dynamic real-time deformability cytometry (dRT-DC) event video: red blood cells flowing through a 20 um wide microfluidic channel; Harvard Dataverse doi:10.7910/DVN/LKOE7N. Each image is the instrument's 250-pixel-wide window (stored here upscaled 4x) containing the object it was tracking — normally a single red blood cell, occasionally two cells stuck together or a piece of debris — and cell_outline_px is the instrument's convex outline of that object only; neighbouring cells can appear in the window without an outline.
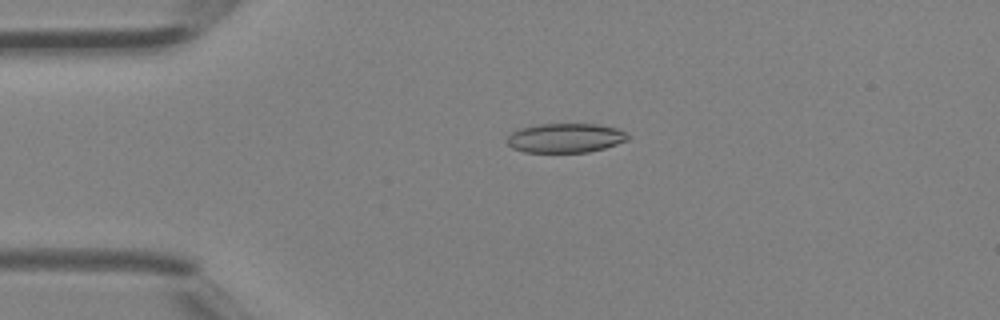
{"species": "Egyptian fruit bat (a non-hibernating species)", "species_latin": "Rousettus aegyptiacus", "temperature_condition": "room temperature", "stored_images_in_passage": 41, "camera_frame_rate_fps": 3000, "um_per_image_px": 0.085, "animal": {"sex": "female"}, "frame": {"image": 1, "passage_image": 10, "time_ms": 3.0, "image_size_px": [1000, 320], "cell_outline_px": [[632, 136], [628, 140], [604, 148], [588, 152], [524, 152], [512, 148], [504, 140], [512, 132], [520, 128], [540, 124], [596, 124], [620, 128]], "centroid_in_image_um": [48.08, 11.72], "position_along_channel_um": 36.9, "area_um2": 20.87}}
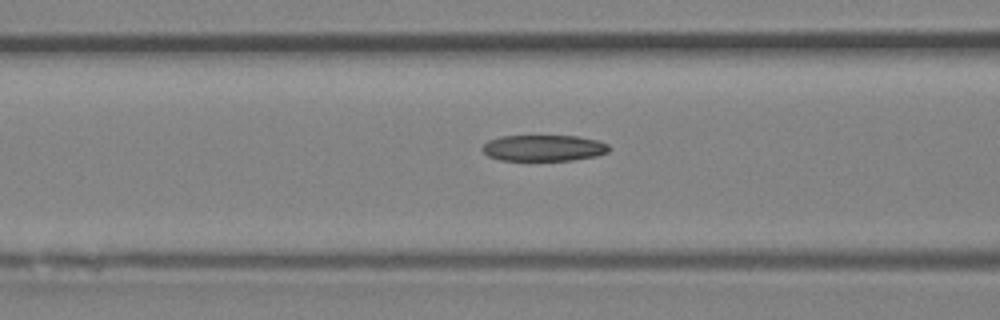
{"frame": {"image": 2, "passage_image": 17, "time_ms": 5.333, "image_size_px": [1000, 320], "cell_outline_px": [[612, 148], [608, 152], [596, 156], [572, 160], [500, 160], [488, 156], [480, 148], [488, 140], [500, 136], [580, 136], [596, 140], [608, 144]], "centroid_in_image_um": [46.22, 12.57], "position_along_channel_um": 120.4, "area_um2": 19.42}}
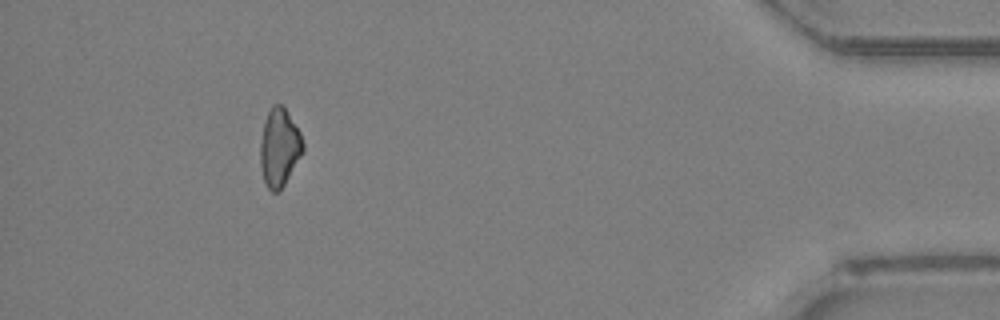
{"frame": {"image": 3, "passage_image": 38, "time_ms": 12.333, "image_size_px": [1000, 320], "cell_outline_px": [[304, 148], [300, 156], [284, 184], [276, 192], [272, 192], [264, 184], [260, 164], [260, 140], [264, 120], [272, 104], [284, 104], [300, 132], [304, 144]], "centroid_in_image_um": [23.72, 12.49], "position_along_channel_um": 411.5, "area_um2": 19.48}}